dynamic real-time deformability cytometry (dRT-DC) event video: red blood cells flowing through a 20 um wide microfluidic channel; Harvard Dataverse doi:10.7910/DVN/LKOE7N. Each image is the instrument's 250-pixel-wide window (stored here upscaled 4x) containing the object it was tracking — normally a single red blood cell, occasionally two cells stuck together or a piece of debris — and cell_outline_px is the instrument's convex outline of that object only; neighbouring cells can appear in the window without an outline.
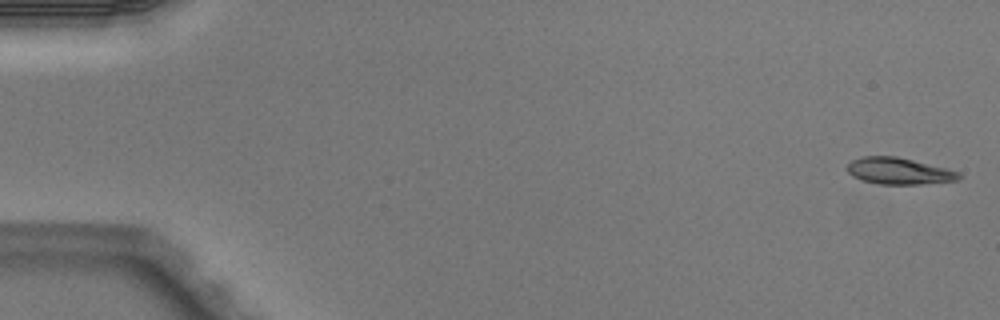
{"species": "Egyptian fruit bat (a non-hibernating species)", "species_latin": "Rousettus aegyptiacus", "temperature_condition": "warm", "stored_images_in_passage": 5, "camera_frame_rate_fps": 3000, "um_per_image_px": 0.085, "animal": {"sex": "male"}, "frame": {"image": 1, "passage_image": 1, "time_ms": 0.0, "image_size_px": [1000, 320], "cell_outline_px": [[960, 176], [956, 180], [920, 184], [880, 184], [864, 180], [852, 176], [844, 168], [852, 160], [864, 156], [896, 156], [960, 172]], "centroid_in_image_um": [76.34, 14.53], "position_along_channel_um": 8.7, "area_um2": 16.99}}